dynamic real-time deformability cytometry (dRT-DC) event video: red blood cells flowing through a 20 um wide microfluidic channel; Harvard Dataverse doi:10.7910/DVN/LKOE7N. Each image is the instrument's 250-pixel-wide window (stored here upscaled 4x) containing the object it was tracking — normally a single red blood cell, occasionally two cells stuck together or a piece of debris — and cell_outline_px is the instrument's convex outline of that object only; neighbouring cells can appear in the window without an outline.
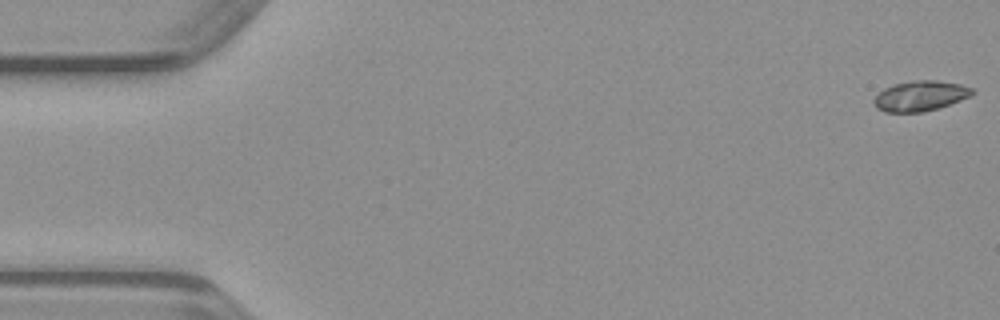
{"species": "common noctule bat (a hibernating species)", "species_latin": "Nyctalus noctula", "temperature_condition": "warm", "stored_images_in_passage": 49, "camera_frame_rate_fps": 3000, "um_per_image_px": 0.085, "animal": {"sex": "male", "body_mass_g": 23.1, "forearm_length_mm": 52.7}, "frame": {"image": 1, "passage_image": 1, "time_ms": 0.0, "image_size_px": [1000, 320], "cell_outline_px": [[976, 92], [960, 100], [924, 112], [884, 112], [876, 108], [872, 100], [884, 88], [896, 84], [912, 80], [936, 80], [960, 84], [972, 88]], "centroid_in_image_um": [78.2, 8.15], "position_along_channel_um": 6.8, "area_um2": 17.17}}
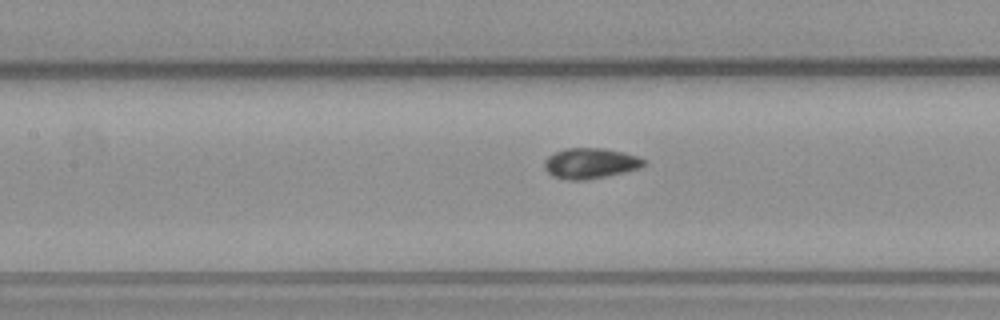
{"frame": {"image": 2, "passage_image": 22, "time_ms": 7.0, "image_size_px": [1000, 320], "cell_outline_px": [[648, 160], [640, 168], [624, 172], [584, 180], [568, 180], [552, 176], [544, 168], [544, 160], [548, 156], [564, 148], [604, 148], [624, 152]], "centroid_in_image_um": [50.17, 13.87], "position_along_channel_um": 157.2, "area_um2": 17.69}}
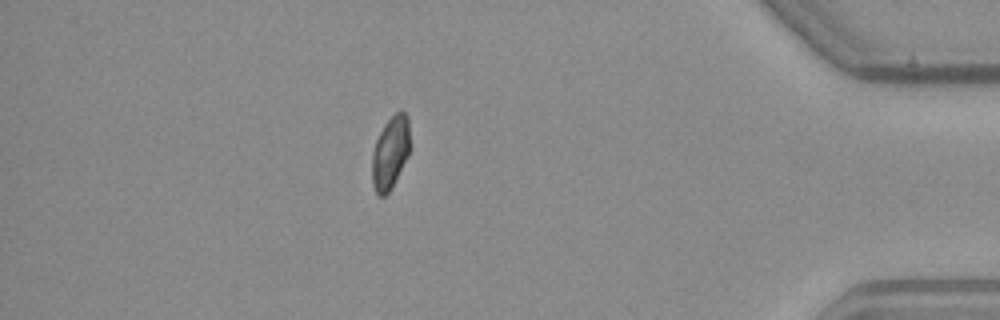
{"frame": {"image": 3, "passage_image": 43, "time_ms": 14.0, "image_size_px": [1000, 320], "cell_outline_px": [[412, 148], [408, 156], [388, 192], [384, 196], [380, 196], [376, 192], [372, 184], [372, 152], [376, 140], [384, 124], [396, 112], [404, 112], [408, 116]], "centroid_in_image_um": [33.2, 12.94], "position_along_channel_um": 402.0, "area_um2": 16.18}}